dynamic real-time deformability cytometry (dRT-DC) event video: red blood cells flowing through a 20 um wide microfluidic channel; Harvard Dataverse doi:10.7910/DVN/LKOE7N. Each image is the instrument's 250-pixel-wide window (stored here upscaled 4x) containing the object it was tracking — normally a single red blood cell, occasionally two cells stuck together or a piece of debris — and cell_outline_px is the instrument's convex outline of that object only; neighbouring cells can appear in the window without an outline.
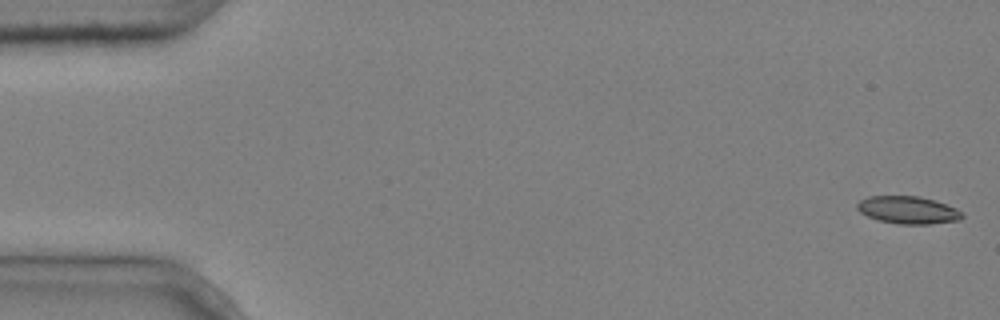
{"species": "common noctule bat (a hibernating species)", "species_latin": "Nyctalus noctula", "temperature_condition": "cold", "stored_images_in_passage": 6, "camera_frame_rate_fps": 3000, "um_per_image_px": 0.085, "animal": {"sex": "male", "body_mass_g": 20.4}, "frame": {"image": 1, "passage_image": 1, "time_ms": 0.0, "image_size_px": [1000, 320], "cell_outline_px": [[964, 216], [960, 220], [928, 224], [900, 224], [876, 220], [860, 212], [856, 208], [856, 204], [860, 200], [868, 196], [920, 196], [936, 200], [956, 208]], "centroid_in_image_um": [77.16, 17.84], "position_along_channel_um": 7.8, "area_um2": 16.94}}
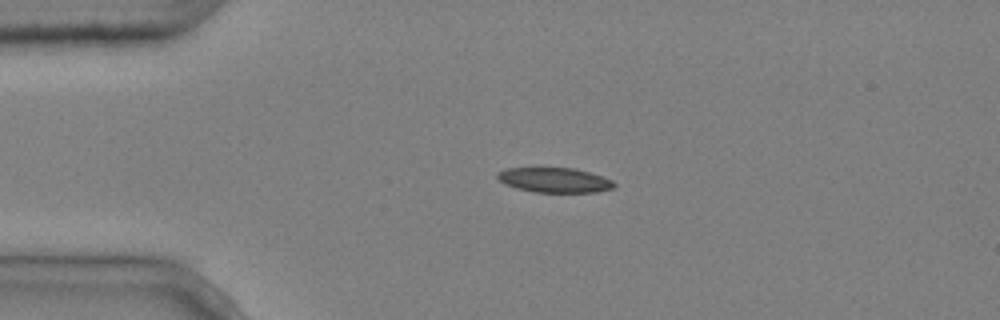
{"frame": {"image": 2, "passage_image": 4, "time_ms": 1.0, "image_size_px": [1000, 320], "cell_outline_px": [[616, 184], [612, 188], [596, 192], [532, 192], [516, 188], [504, 184], [496, 176], [496, 172], [508, 168], [576, 168], [604, 176], [612, 180]], "centroid_in_image_um": [47.13, 15.3], "position_along_channel_um": 37.9, "area_um2": 16.99}}